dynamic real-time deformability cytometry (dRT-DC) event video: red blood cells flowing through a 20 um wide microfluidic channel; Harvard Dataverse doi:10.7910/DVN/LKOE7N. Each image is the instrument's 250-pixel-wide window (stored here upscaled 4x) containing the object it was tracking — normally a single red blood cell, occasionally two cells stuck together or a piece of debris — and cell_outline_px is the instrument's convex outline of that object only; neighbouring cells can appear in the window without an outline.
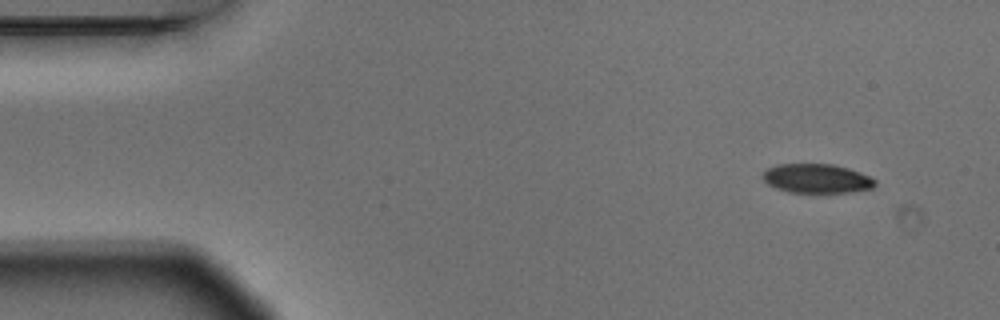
{"species": "Egyptian fruit bat (a non-hibernating species)", "species_latin": "Rousettus aegyptiacus", "temperature_condition": "warm", "stored_images_in_passage": 4, "camera_frame_rate_fps": 3000, "um_per_image_px": 0.085, "animal": {"sex": "male"}, "frame": {"image": 1, "passage_image": 1, "time_ms": 0.0, "image_size_px": [1000, 320], "cell_outline_px": [[876, 184], [872, 188], [852, 192], [788, 192], [776, 188], [768, 184], [764, 180], [764, 172], [768, 168], [776, 164], [832, 164], [848, 168], [860, 172], [876, 180]], "centroid_in_image_um": [69.43, 15.17], "position_along_channel_um": 15.6, "area_um2": 18.96}}
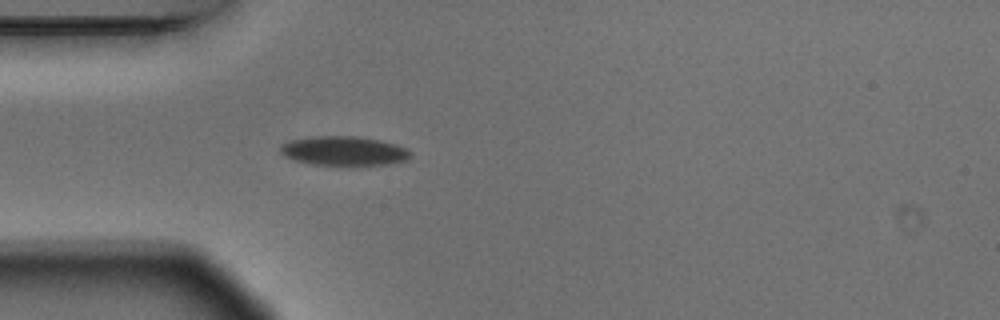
{"frame": {"image": 2, "passage_image": 4, "time_ms": 1.0, "image_size_px": [1000, 320], "cell_outline_px": [[412, 156], [408, 160], [388, 164], [352, 168], [312, 164], [296, 160], [284, 156], [280, 152], [280, 144], [288, 140], [312, 136], [360, 136], [380, 140], [396, 144], [408, 148], [412, 152]], "centroid_in_image_um": [29.27, 12.86], "position_along_channel_um": 55.7, "area_um2": 23.35}}